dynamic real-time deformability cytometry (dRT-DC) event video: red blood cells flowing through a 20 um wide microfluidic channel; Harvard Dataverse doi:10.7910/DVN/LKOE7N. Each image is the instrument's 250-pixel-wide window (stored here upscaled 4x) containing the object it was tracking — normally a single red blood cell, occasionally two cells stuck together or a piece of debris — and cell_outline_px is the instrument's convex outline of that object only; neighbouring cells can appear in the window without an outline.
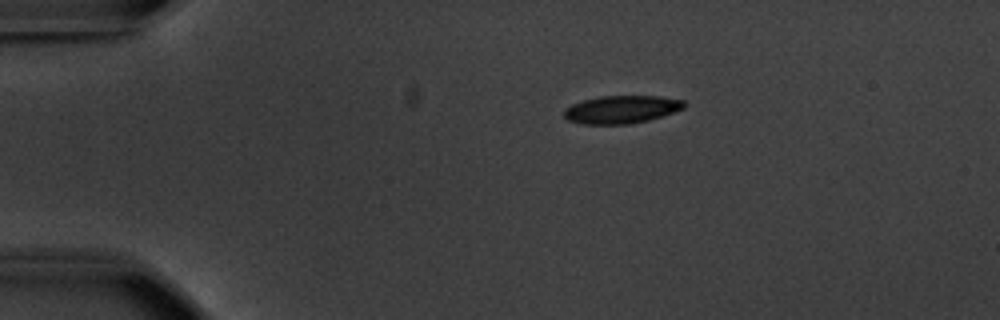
{"species": "common noctule bat (a hibernating species)", "species_latin": "Nyctalus noctula", "temperature_condition": "warm", "stored_images_in_passage": 6, "camera_frame_rate_fps": 3000, "um_per_image_px": 0.085, "animal": {"sex": "male", "body_mass_g": 20.1, "forearm_length_mm": 53.5}, "frame": {"image": 1, "passage_image": 1, "time_ms": 0.0, "image_size_px": [1000, 320], "cell_outline_px": [[688, 104], [684, 108], [648, 120], [628, 124], [580, 124], [568, 120], [564, 116], [564, 108], [572, 104], [584, 100], [600, 96], [660, 96], [684, 100]], "centroid_in_image_um": [52.82, 9.3], "position_along_channel_um": 32.2, "area_um2": 19.48}}